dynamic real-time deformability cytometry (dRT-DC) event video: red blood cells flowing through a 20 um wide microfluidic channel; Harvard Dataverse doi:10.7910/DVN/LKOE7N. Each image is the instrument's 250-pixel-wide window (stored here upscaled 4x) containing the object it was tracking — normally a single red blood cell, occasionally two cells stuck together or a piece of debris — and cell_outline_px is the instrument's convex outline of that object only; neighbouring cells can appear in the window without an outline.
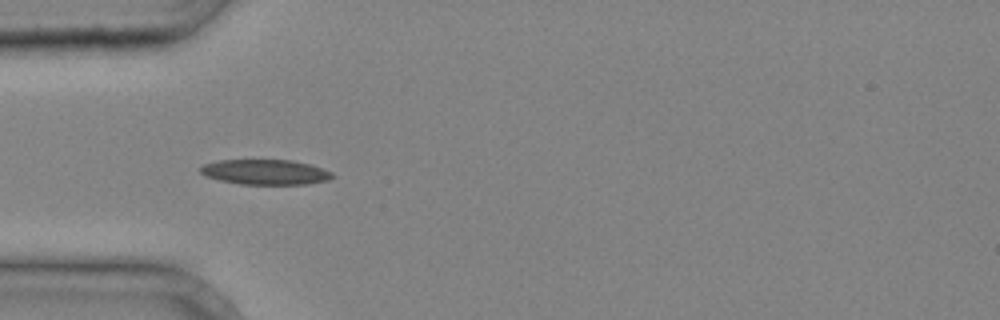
{"species": "common noctule bat (a hibernating species)", "species_latin": "Nyctalus noctula", "temperature_condition": "cold", "stored_images_in_passage": 27, "camera_frame_rate_fps": 3000, "um_per_image_px": 0.085, "animal": {"sex": "male", "body_mass_g": 20.4}, "frame": {"image": 1, "passage_image": 1, "time_ms": 0.0, "image_size_px": [1000, 320], "cell_outline_px": [[336, 176], [328, 180], [308, 184], [240, 184], [220, 180], [204, 176], [200, 172], [200, 168], [204, 164], [220, 160], [292, 160], [308, 164], [332, 172]], "centroid_in_image_um": [22.55, 14.63], "position_along_channel_um": 62.4, "area_um2": 19.25}}
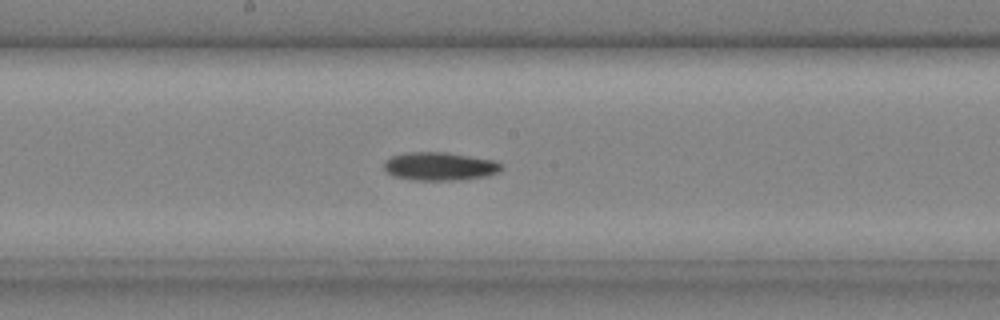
{"frame": {"image": 2, "passage_image": 10, "time_ms": 3.0, "image_size_px": [1000, 320], "cell_outline_px": [[504, 168], [500, 172], [488, 176], [460, 180], [412, 180], [396, 176], [388, 172], [384, 168], [384, 160], [392, 156], [404, 152], [444, 152], [496, 160], [504, 164]], "centroid_in_image_um": [37.44, 14.13], "position_along_channel_um": 210.8, "area_um2": 19.59}}
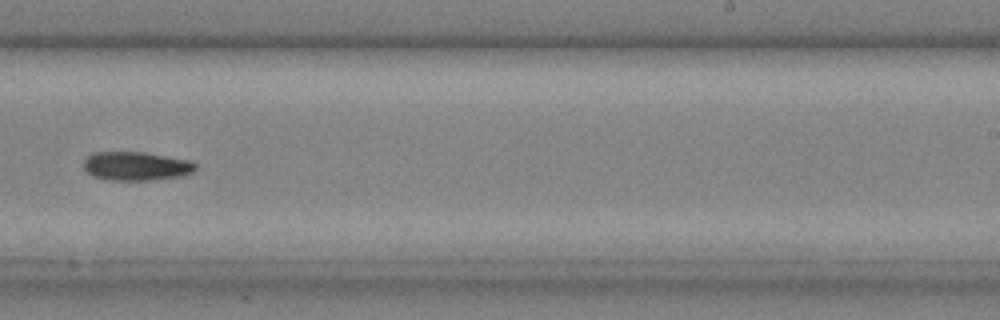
{"frame": {"image": 3, "passage_image": 14, "time_ms": 4.333, "image_size_px": [1000, 320], "cell_outline_px": [[196, 168], [192, 172], [180, 176], [152, 180], [108, 180], [92, 176], [84, 168], [84, 160], [88, 156], [96, 152], [144, 152], [192, 160], [196, 164]], "centroid_in_image_um": [11.59, 14.11], "position_along_channel_um": 277.4, "area_um2": 18.79}}